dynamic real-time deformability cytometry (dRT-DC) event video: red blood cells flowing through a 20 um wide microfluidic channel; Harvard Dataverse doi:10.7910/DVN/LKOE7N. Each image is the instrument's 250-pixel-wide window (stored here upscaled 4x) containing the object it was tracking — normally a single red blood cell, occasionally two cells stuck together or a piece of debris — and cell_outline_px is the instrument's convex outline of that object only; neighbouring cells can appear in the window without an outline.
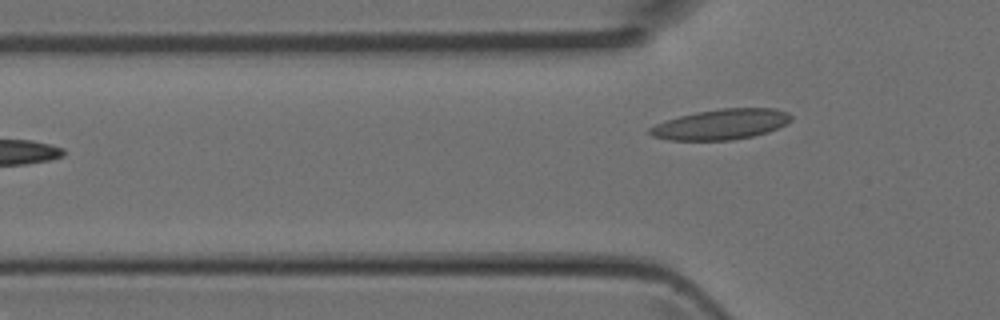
{"species": "Egyptian fruit bat (a non-hibernating species)", "species_latin": "Rousettus aegyptiacus", "temperature_condition": "room temperature", "stored_images_in_passage": 2, "camera_frame_rate_fps": 3000, "um_per_image_px": 0.085, "animal": {"sex": "female"}, "frame": {"image": 1, "passage_image": 2, "time_ms": 0.333, "image_size_px": [1000, 320], "cell_outline_px": [[792, 120], [768, 132], [752, 136], [732, 140], [668, 140], [652, 136], [648, 132], [648, 128], [664, 120], [696, 112], [720, 108], [772, 108], [788, 112], [792, 116]], "centroid_in_image_um": [61.26, 10.56], "position_along_channel_um": 64.5, "area_um2": 25.03}}